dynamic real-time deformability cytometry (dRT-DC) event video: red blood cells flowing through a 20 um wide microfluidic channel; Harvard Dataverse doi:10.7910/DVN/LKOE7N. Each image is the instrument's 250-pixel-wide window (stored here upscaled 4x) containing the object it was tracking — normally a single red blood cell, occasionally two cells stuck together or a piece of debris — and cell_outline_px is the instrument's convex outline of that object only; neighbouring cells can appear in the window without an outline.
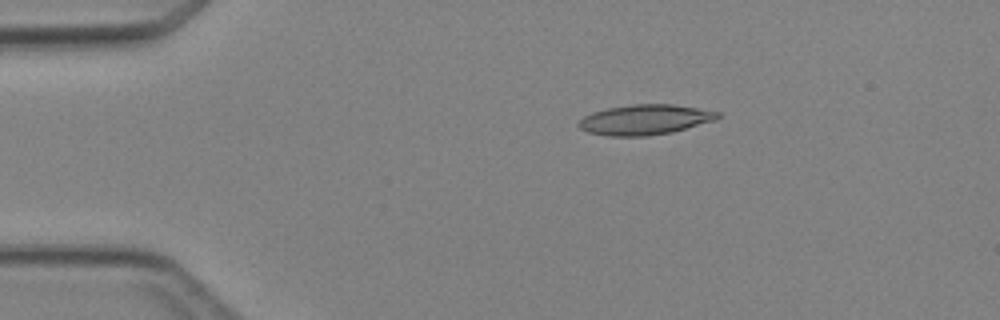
{"species": "Egyptian fruit bat (a non-hibernating species)", "species_latin": "Rousettus aegyptiacus", "temperature_condition": "cold", "stored_images_in_passage": 4, "camera_frame_rate_fps": 3000, "um_per_image_px": 0.085, "animal": {"sex": "female"}, "frame": {"image": 1, "passage_image": 2, "time_ms": 1.667, "image_size_px": [1000, 320], "cell_outline_px": [[720, 116], [716, 120], [672, 132], [648, 136], [608, 136], [588, 132], [580, 128], [576, 124], [584, 116], [592, 112], [608, 108], [632, 104], [672, 104], [720, 112]], "centroid_in_image_um": [54.81, 10.17], "position_along_channel_um": 30.2, "area_um2": 24.39}}
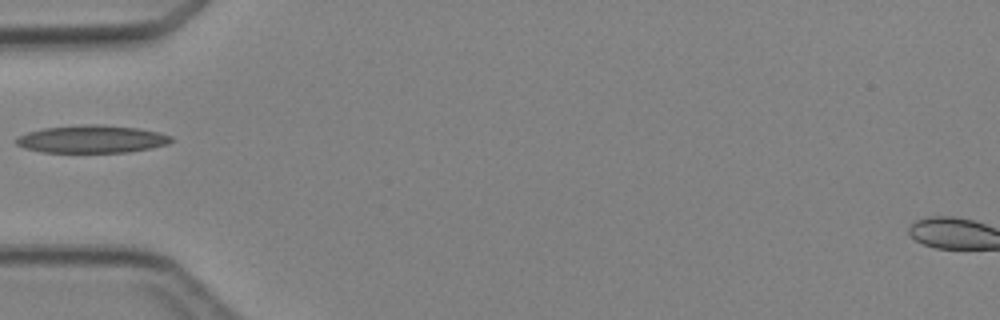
{"frame": {"image": 2, "passage_image": 4, "time_ms": 4.0, "image_size_px": [1000, 320], "cell_outline_px": [[176, 140], [168, 144], [128, 152], [40, 152], [24, 148], [16, 144], [12, 140], [16, 136], [28, 132], [44, 128], [84, 124], [100, 124], [136, 128], [156, 132], [172, 136]], "centroid_in_image_um": [7.75, 11.82], "position_along_channel_um": 77.2, "area_um2": 25.09}}